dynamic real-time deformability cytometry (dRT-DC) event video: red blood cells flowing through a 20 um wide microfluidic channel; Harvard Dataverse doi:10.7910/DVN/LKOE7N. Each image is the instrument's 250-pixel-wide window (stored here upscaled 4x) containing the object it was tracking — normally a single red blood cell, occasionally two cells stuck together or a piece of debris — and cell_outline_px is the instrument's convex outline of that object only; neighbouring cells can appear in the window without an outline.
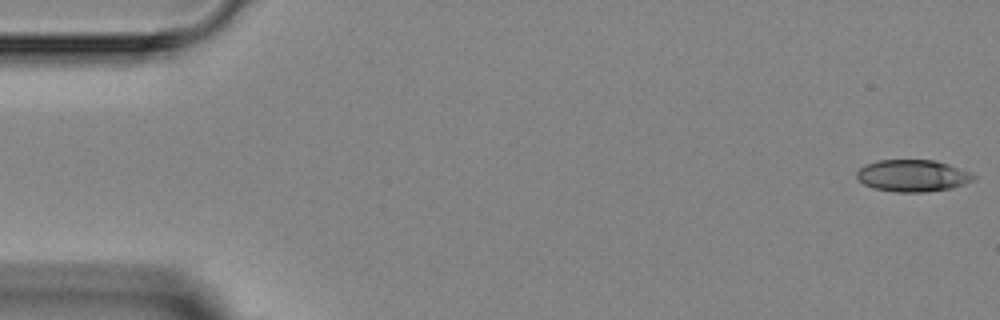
{"species": "Egyptian fruit bat (a non-hibernating species)", "species_latin": "Rousettus aegyptiacus", "temperature_condition": "room temperature", "stored_images_in_passage": 4, "camera_frame_rate_fps": 3000, "um_per_image_px": 0.085, "animal": {"sex": "female"}, "frame": {"image": 1, "passage_image": 1, "time_ms": 0.0, "image_size_px": [1000, 320], "cell_outline_px": [[976, 176], [972, 180], [964, 184], [952, 188], [924, 192], [892, 192], [872, 188], [864, 184], [856, 176], [856, 172], [864, 164], [876, 160], [932, 160], [948, 164], [968, 172]], "centroid_in_image_um": [77.52, 14.94], "position_along_channel_um": 7.5, "area_um2": 21.68}}
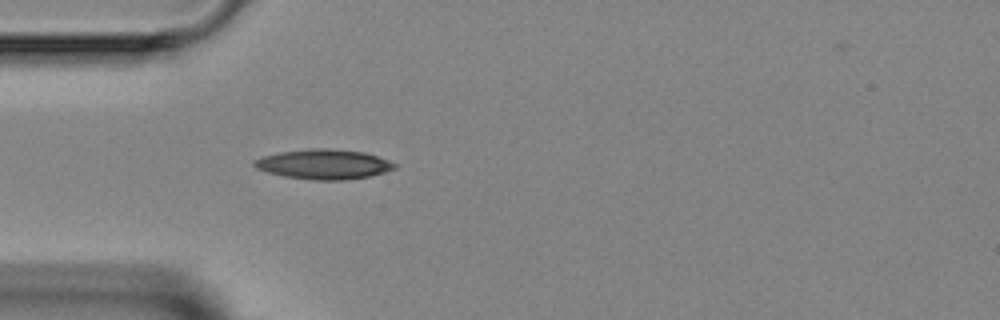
{"frame": {"image": 2, "passage_image": 4, "time_ms": 4.333, "image_size_px": [1000, 320], "cell_outline_px": [[396, 168], [384, 172], [368, 176], [344, 180], [316, 180], [284, 176], [268, 172], [256, 168], [252, 164], [252, 160], [264, 156], [280, 152], [312, 148], [328, 148], [364, 152], [388, 160], [396, 164]], "centroid_in_image_um": [27.5, 13.95], "position_along_channel_um": 57.5, "area_um2": 24.22}}